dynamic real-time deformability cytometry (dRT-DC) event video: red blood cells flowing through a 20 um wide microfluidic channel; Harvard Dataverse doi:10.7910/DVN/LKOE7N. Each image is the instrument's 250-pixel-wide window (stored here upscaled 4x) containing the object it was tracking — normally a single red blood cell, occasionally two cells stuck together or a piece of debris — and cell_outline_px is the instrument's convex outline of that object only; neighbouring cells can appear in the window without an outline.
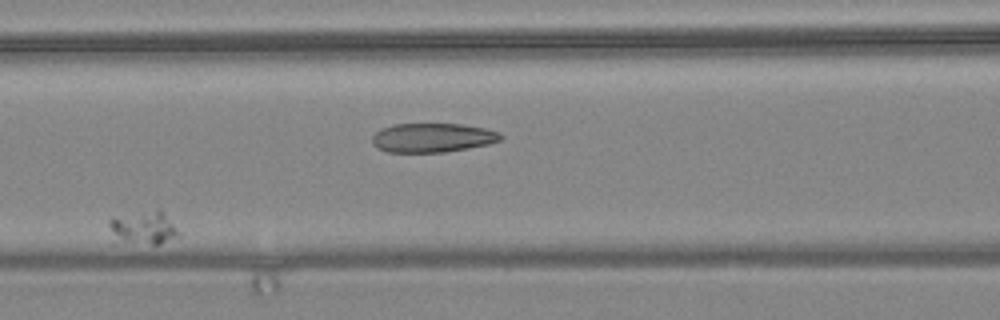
{"species": "common noctule bat (a hibernating species)", "species_latin": "Nyctalus noctula", "temperature_condition": "warm", "stored_images_in_passage": 8, "camera_frame_rate_fps": 3000, "um_per_image_px": 0.085, "animal": {"sex": "female", "body_mass_g": 24.6, "forearm_length_mm": 56.2}, "frame": {"image": 1, "passage_image": 7, "time_ms": 2.0, "image_size_px": [1000, 320], "cell_outline_px": [[180, 236], [160, 244], [152, 244], [124, 240], [108, 224], [108, 220], [112, 216], [156, 208], [160, 208], [164, 212], [180, 232]], "centroid_in_image_um": [12.31, 19.27], "position_along_channel_um": 154.3, "area_um2": 13.12}}